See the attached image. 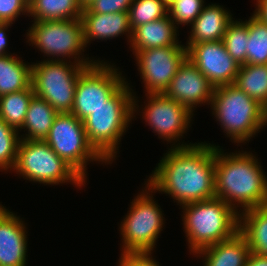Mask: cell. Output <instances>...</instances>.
I'll use <instances>...</instances> for the list:
<instances>
[{
    "label": "cell",
    "instance_id": "cell-8",
    "mask_svg": "<svg viewBox=\"0 0 267 266\" xmlns=\"http://www.w3.org/2000/svg\"><path fill=\"white\" fill-rule=\"evenodd\" d=\"M12 171L23 179L44 185L54 186L68 182L81 188L87 182L44 140L21 139Z\"/></svg>",
    "mask_w": 267,
    "mask_h": 266
},
{
    "label": "cell",
    "instance_id": "cell-28",
    "mask_svg": "<svg viewBox=\"0 0 267 266\" xmlns=\"http://www.w3.org/2000/svg\"><path fill=\"white\" fill-rule=\"evenodd\" d=\"M248 39V20L238 21L234 19L223 36L222 41L226 51L239 66L246 64Z\"/></svg>",
    "mask_w": 267,
    "mask_h": 266
},
{
    "label": "cell",
    "instance_id": "cell-1",
    "mask_svg": "<svg viewBox=\"0 0 267 266\" xmlns=\"http://www.w3.org/2000/svg\"><path fill=\"white\" fill-rule=\"evenodd\" d=\"M145 182L180 206L215 198L214 144L169 148Z\"/></svg>",
    "mask_w": 267,
    "mask_h": 266
},
{
    "label": "cell",
    "instance_id": "cell-22",
    "mask_svg": "<svg viewBox=\"0 0 267 266\" xmlns=\"http://www.w3.org/2000/svg\"><path fill=\"white\" fill-rule=\"evenodd\" d=\"M58 112L45 100L36 95L33 96L23 123L22 129L27 131L20 135L21 139L44 140Z\"/></svg>",
    "mask_w": 267,
    "mask_h": 266
},
{
    "label": "cell",
    "instance_id": "cell-2",
    "mask_svg": "<svg viewBox=\"0 0 267 266\" xmlns=\"http://www.w3.org/2000/svg\"><path fill=\"white\" fill-rule=\"evenodd\" d=\"M215 196L240 212L267 205V176L251 152H224L214 145ZM238 208V209H237Z\"/></svg>",
    "mask_w": 267,
    "mask_h": 266
},
{
    "label": "cell",
    "instance_id": "cell-36",
    "mask_svg": "<svg viewBox=\"0 0 267 266\" xmlns=\"http://www.w3.org/2000/svg\"><path fill=\"white\" fill-rule=\"evenodd\" d=\"M254 14L267 23V0H256Z\"/></svg>",
    "mask_w": 267,
    "mask_h": 266
},
{
    "label": "cell",
    "instance_id": "cell-13",
    "mask_svg": "<svg viewBox=\"0 0 267 266\" xmlns=\"http://www.w3.org/2000/svg\"><path fill=\"white\" fill-rule=\"evenodd\" d=\"M145 93L161 94L187 58L185 46H166L133 52Z\"/></svg>",
    "mask_w": 267,
    "mask_h": 266
},
{
    "label": "cell",
    "instance_id": "cell-37",
    "mask_svg": "<svg viewBox=\"0 0 267 266\" xmlns=\"http://www.w3.org/2000/svg\"><path fill=\"white\" fill-rule=\"evenodd\" d=\"M246 266H267V256L250 253Z\"/></svg>",
    "mask_w": 267,
    "mask_h": 266
},
{
    "label": "cell",
    "instance_id": "cell-12",
    "mask_svg": "<svg viewBox=\"0 0 267 266\" xmlns=\"http://www.w3.org/2000/svg\"><path fill=\"white\" fill-rule=\"evenodd\" d=\"M147 103L144 102L142 112L138 106V97L133 92V117L139 111L142 113V119L145 120L146 125L150 126L154 133L162 140L169 142L171 147H186L195 143H184L179 140L184 134H187L188 128L191 127L193 121L192 113L183 104L178 103L174 99L166 97L161 94H145ZM137 100V101H136ZM179 141V142H178ZM178 144H177V143ZM181 144V145H180Z\"/></svg>",
    "mask_w": 267,
    "mask_h": 266
},
{
    "label": "cell",
    "instance_id": "cell-24",
    "mask_svg": "<svg viewBox=\"0 0 267 266\" xmlns=\"http://www.w3.org/2000/svg\"><path fill=\"white\" fill-rule=\"evenodd\" d=\"M83 8L79 0H30L32 21L81 19Z\"/></svg>",
    "mask_w": 267,
    "mask_h": 266
},
{
    "label": "cell",
    "instance_id": "cell-14",
    "mask_svg": "<svg viewBox=\"0 0 267 266\" xmlns=\"http://www.w3.org/2000/svg\"><path fill=\"white\" fill-rule=\"evenodd\" d=\"M187 58L214 87L233 84L239 65L226 51L222 40L186 45Z\"/></svg>",
    "mask_w": 267,
    "mask_h": 266
},
{
    "label": "cell",
    "instance_id": "cell-33",
    "mask_svg": "<svg viewBox=\"0 0 267 266\" xmlns=\"http://www.w3.org/2000/svg\"><path fill=\"white\" fill-rule=\"evenodd\" d=\"M134 0H95L82 13H118L129 12Z\"/></svg>",
    "mask_w": 267,
    "mask_h": 266
},
{
    "label": "cell",
    "instance_id": "cell-10",
    "mask_svg": "<svg viewBox=\"0 0 267 266\" xmlns=\"http://www.w3.org/2000/svg\"><path fill=\"white\" fill-rule=\"evenodd\" d=\"M31 64L34 95L45 99L58 113H70L74 104L77 79L88 66L72 61L46 59Z\"/></svg>",
    "mask_w": 267,
    "mask_h": 266
},
{
    "label": "cell",
    "instance_id": "cell-5",
    "mask_svg": "<svg viewBox=\"0 0 267 266\" xmlns=\"http://www.w3.org/2000/svg\"><path fill=\"white\" fill-rule=\"evenodd\" d=\"M129 84L126 81L106 104L83 121L88 142L109 164L115 160L120 141L133 120V90Z\"/></svg>",
    "mask_w": 267,
    "mask_h": 266
},
{
    "label": "cell",
    "instance_id": "cell-16",
    "mask_svg": "<svg viewBox=\"0 0 267 266\" xmlns=\"http://www.w3.org/2000/svg\"><path fill=\"white\" fill-rule=\"evenodd\" d=\"M26 229L20 216L0 204V266L27 265Z\"/></svg>",
    "mask_w": 267,
    "mask_h": 266
},
{
    "label": "cell",
    "instance_id": "cell-26",
    "mask_svg": "<svg viewBox=\"0 0 267 266\" xmlns=\"http://www.w3.org/2000/svg\"><path fill=\"white\" fill-rule=\"evenodd\" d=\"M33 96L32 85L25 90L0 96V119L19 130L23 126Z\"/></svg>",
    "mask_w": 267,
    "mask_h": 266
},
{
    "label": "cell",
    "instance_id": "cell-25",
    "mask_svg": "<svg viewBox=\"0 0 267 266\" xmlns=\"http://www.w3.org/2000/svg\"><path fill=\"white\" fill-rule=\"evenodd\" d=\"M233 84L267 108V64L240 65Z\"/></svg>",
    "mask_w": 267,
    "mask_h": 266
},
{
    "label": "cell",
    "instance_id": "cell-19",
    "mask_svg": "<svg viewBox=\"0 0 267 266\" xmlns=\"http://www.w3.org/2000/svg\"><path fill=\"white\" fill-rule=\"evenodd\" d=\"M178 32V28L167 15L161 19L135 27L132 30L130 49L135 52L166 46H185L179 42Z\"/></svg>",
    "mask_w": 267,
    "mask_h": 266
},
{
    "label": "cell",
    "instance_id": "cell-21",
    "mask_svg": "<svg viewBox=\"0 0 267 266\" xmlns=\"http://www.w3.org/2000/svg\"><path fill=\"white\" fill-rule=\"evenodd\" d=\"M239 232L252 253L267 256V205L240 212Z\"/></svg>",
    "mask_w": 267,
    "mask_h": 266
},
{
    "label": "cell",
    "instance_id": "cell-6",
    "mask_svg": "<svg viewBox=\"0 0 267 266\" xmlns=\"http://www.w3.org/2000/svg\"><path fill=\"white\" fill-rule=\"evenodd\" d=\"M32 22V26L26 33L27 42L35 49L38 48L44 56L49 57L48 61H71L74 59V63L83 66H91L98 61L94 58L89 60V57L82 53L85 52L86 45L81 19Z\"/></svg>",
    "mask_w": 267,
    "mask_h": 266
},
{
    "label": "cell",
    "instance_id": "cell-15",
    "mask_svg": "<svg viewBox=\"0 0 267 266\" xmlns=\"http://www.w3.org/2000/svg\"><path fill=\"white\" fill-rule=\"evenodd\" d=\"M214 88L210 81L186 58L163 94L183 104L193 113L197 105L198 107L202 104L211 105Z\"/></svg>",
    "mask_w": 267,
    "mask_h": 266
},
{
    "label": "cell",
    "instance_id": "cell-38",
    "mask_svg": "<svg viewBox=\"0 0 267 266\" xmlns=\"http://www.w3.org/2000/svg\"><path fill=\"white\" fill-rule=\"evenodd\" d=\"M83 9L87 8L95 0H79Z\"/></svg>",
    "mask_w": 267,
    "mask_h": 266
},
{
    "label": "cell",
    "instance_id": "cell-18",
    "mask_svg": "<svg viewBox=\"0 0 267 266\" xmlns=\"http://www.w3.org/2000/svg\"><path fill=\"white\" fill-rule=\"evenodd\" d=\"M233 19L232 13L223 6L216 3L206 5L191 24L186 45L222 40Z\"/></svg>",
    "mask_w": 267,
    "mask_h": 266
},
{
    "label": "cell",
    "instance_id": "cell-39",
    "mask_svg": "<svg viewBox=\"0 0 267 266\" xmlns=\"http://www.w3.org/2000/svg\"><path fill=\"white\" fill-rule=\"evenodd\" d=\"M167 6H169L175 0H162Z\"/></svg>",
    "mask_w": 267,
    "mask_h": 266
},
{
    "label": "cell",
    "instance_id": "cell-31",
    "mask_svg": "<svg viewBox=\"0 0 267 266\" xmlns=\"http://www.w3.org/2000/svg\"><path fill=\"white\" fill-rule=\"evenodd\" d=\"M204 7V0H175L168 6V15L179 29V25L190 26Z\"/></svg>",
    "mask_w": 267,
    "mask_h": 266
},
{
    "label": "cell",
    "instance_id": "cell-35",
    "mask_svg": "<svg viewBox=\"0 0 267 266\" xmlns=\"http://www.w3.org/2000/svg\"><path fill=\"white\" fill-rule=\"evenodd\" d=\"M9 26H12L11 23H0V56L9 54L6 49L8 47V34L6 32L9 30Z\"/></svg>",
    "mask_w": 267,
    "mask_h": 266
},
{
    "label": "cell",
    "instance_id": "cell-23",
    "mask_svg": "<svg viewBox=\"0 0 267 266\" xmlns=\"http://www.w3.org/2000/svg\"><path fill=\"white\" fill-rule=\"evenodd\" d=\"M31 81L32 64L23 62L14 53L0 56V96L25 90Z\"/></svg>",
    "mask_w": 267,
    "mask_h": 266
},
{
    "label": "cell",
    "instance_id": "cell-20",
    "mask_svg": "<svg viewBox=\"0 0 267 266\" xmlns=\"http://www.w3.org/2000/svg\"><path fill=\"white\" fill-rule=\"evenodd\" d=\"M251 250L247 239L238 232L232 238L203 248L195 255L203 266H246Z\"/></svg>",
    "mask_w": 267,
    "mask_h": 266
},
{
    "label": "cell",
    "instance_id": "cell-7",
    "mask_svg": "<svg viewBox=\"0 0 267 266\" xmlns=\"http://www.w3.org/2000/svg\"><path fill=\"white\" fill-rule=\"evenodd\" d=\"M155 191L146 182L144 190L132 199L130 208L120 224L121 254L153 252L158 236L163 231L165 218L153 197Z\"/></svg>",
    "mask_w": 267,
    "mask_h": 266
},
{
    "label": "cell",
    "instance_id": "cell-32",
    "mask_svg": "<svg viewBox=\"0 0 267 266\" xmlns=\"http://www.w3.org/2000/svg\"><path fill=\"white\" fill-rule=\"evenodd\" d=\"M30 0H0V21L2 23L16 22L21 15L29 17Z\"/></svg>",
    "mask_w": 267,
    "mask_h": 266
},
{
    "label": "cell",
    "instance_id": "cell-3",
    "mask_svg": "<svg viewBox=\"0 0 267 266\" xmlns=\"http://www.w3.org/2000/svg\"><path fill=\"white\" fill-rule=\"evenodd\" d=\"M183 209V227L193 256L203 248L228 240L239 232L240 210L220 198L188 203Z\"/></svg>",
    "mask_w": 267,
    "mask_h": 266
},
{
    "label": "cell",
    "instance_id": "cell-34",
    "mask_svg": "<svg viewBox=\"0 0 267 266\" xmlns=\"http://www.w3.org/2000/svg\"><path fill=\"white\" fill-rule=\"evenodd\" d=\"M117 266H160L153 252H128L120 254Z\"/></svg>",
    "mask_w": 267,
    "mask_h": 266
},
{
    "label": "cell",
    "instance_id": "cell-4",
    "mask_svg": "<svg viewBox=\"0 0 267 266\" xmlns=\"http://www.w3.org/2000/svg\"><path fill=\"white\" fill-rule=\"evenodd\" d=\"M210 107L223 132L235 144L249 143L267 126L266 108L234 84L215 87Z\"/></svg>",
    "mask_w": 267,
    "mask_h": 266
},
{
    "label": "cell",
    "instance_id": "cell-29",
    "mask_svg": "<svg viewBox=\"0 0 267 266\" xmlns=\"http://www.w3.org/2000/svg\"><path fill=\"white\" fill-rule=\"evenodd\" d=\"M168 15V6L162 0H134L129 9L132 30L139 25Z\"/></svg>",
    "mask_w": 267,
    "mask_h": 266
},
{
    "label": "cell",
    "instance_id": "cell-27",
    "mask_svg": "<svg viewBox=\"0 0 267 266\" xmlns=\"http://www.w3.org/2000/svg\"><path fill=\"white\" fill-rule=\"evenodd\" d=\"M248 32L246 64H267V23L253 13L248 19Z\"/></svg>",
    "mask_w": 267,
    "mask_h": 266
},
{
    "label": "cell",
    "instance_id": "cell-17",
    "mask_svg": "<svg viewBox=\"0 0 267 266\" xmlns=\"http://www.w3.org/2000/svg\"><path fill=\"white\" fill-rule=\"evenodd\" d=\"M84 42L87 47L91 41L110 40L125 35L130 43L132 28L130 26L129 12L118 13H82Z\"/></svg>",
    "mask_w": 267,
    "mask_h": 266
},
{
    "label": "cell",
    "instance_id": "cell-30",
    "mask_svg": "<svg viewBox=\"0 0 267 266\" xmlns=\"http://www.w3.org/2000/svg\"><path fill=\"white\" fill-rule=\"evenodd\" d=\"M20 141V132L0 119V171L14 168Z\"/></svg>",
    "mask_w": 267,
    "mask_h": 266
},
{
    "label": "cell",
    "instance_id": "cell-9",
    "mask_svg": "<svg viewBox=\"0 0 267 266\" xmlns=\"http://www.w3.org/2000/svg\"><path fill=\"white\" fill-rule=\"evenodd\" d=\"M44 141L85 181L91 161L109 164L88 142L83 121L72 113H58Z\"/></svg>",
    "mask_w": 267,
    "mask_h": 266
},
{
    "label": "cell",
    "instance_id": "cell-11",
    "mask_svg": "<svg viewBox=\"0 0 267 266\" xmlns=\"http://www.w3.org/2000/svg\"><path fill=\"white\" fill-rule=\"evenodd\" d=\"M98 61L86 67L76 83L74 104L70 113L84 121L126 83L125 76L114 64Z\"/></svg>",
    "mask_w": 267,
    "mask_h": 266
}]
</instances>
